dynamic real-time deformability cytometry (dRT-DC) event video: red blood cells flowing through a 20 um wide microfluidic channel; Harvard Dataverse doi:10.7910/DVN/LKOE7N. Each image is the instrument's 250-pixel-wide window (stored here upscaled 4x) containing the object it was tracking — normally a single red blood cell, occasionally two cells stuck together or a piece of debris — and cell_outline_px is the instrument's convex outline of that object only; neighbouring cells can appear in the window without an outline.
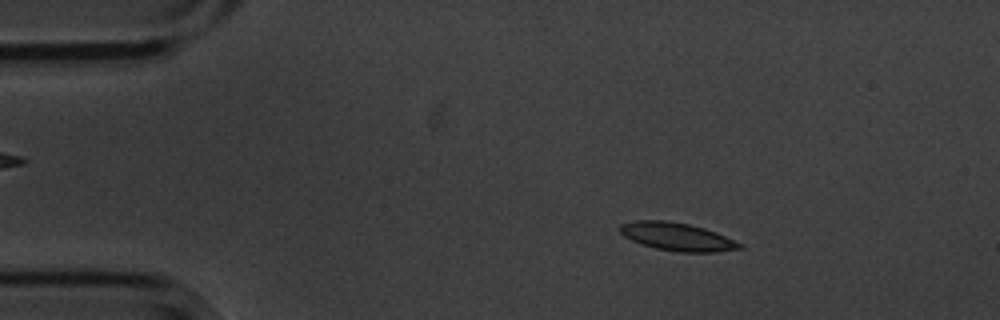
{"species": "common noctule bat (a hibernating species)", "species_latin": "Nyctalus noctula", "temperature_condition": "cold", "stored_images_in_passage": 48, "segment_of_instrument_passage": [1, 2], "camera_frame_rate_fps": 3000, "um_per_image_px": 0.085, "animal": {"sex": "male", "body_mass_g": 20.1, "forearm_length_mm": 53.5}, "frame": {"image": 1, "passage_image": 1, "time_ms": 0.0, "image_size_px": [1000, 320], "cell_outline_px": [[744, 248], [716, 252], [676, 252], [656, 248], [632, 240], [624, 236], [620, 232], [620, 224], [636, 220], [668, 220], [688, 224], [704, 228], [716, 232], [744, 244]], "centroid_in_image_um": [57.59, 20.12], "position_along_channel_um": 27.4, "area_um2": 19.54}}
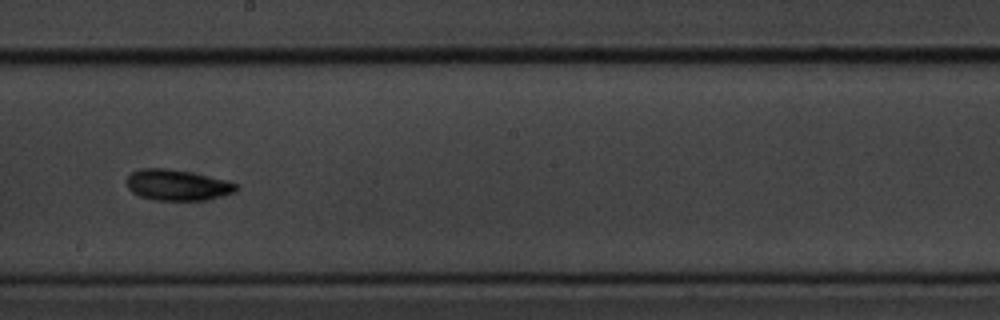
{"frame": {"image": 2, "passage_image": 23, "time_ms": 7.333, "image_size_px": [1000, 320], "cell_outline_px": [[240, 184], [236, 192], [204, 200], [152, 200], [140, 196], [132, 192], [128, 188], [128, 176], [132, 172], [140, 168], [168, 168], [228, 180]], "centroid_in_image_um": [15.1, 15.73], "position_along_channel_um": 233.1, "area_um2": 19.71}}
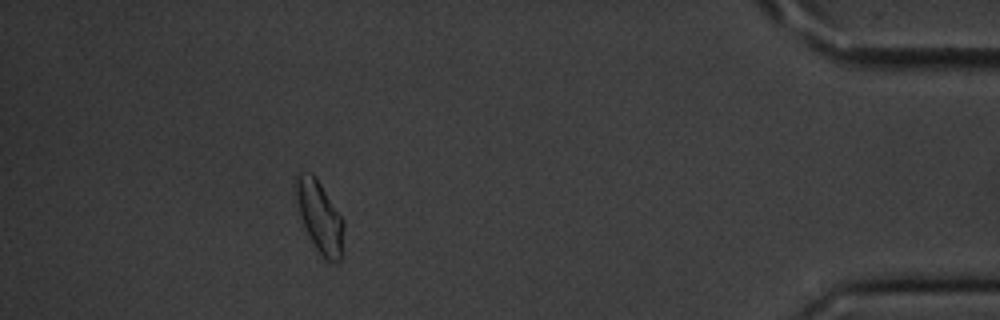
{"frame": {"image": 3, "passage_image": 42, "time_ms": 13.667, "image_size_px": [1000, 320], "cell_outline_px": [[344, 228], [340, 260], [336, 264], [332, 264], [316, 248], [304, 224], [300, 212], [296, 196], [296, 176], [300, 172], [312, 172], [316, 176], [344, 220]], "centroid_in_image_um": [27.21, 18.4], "position_along_channel_um": 408.0, "area_um2": 19.48}}